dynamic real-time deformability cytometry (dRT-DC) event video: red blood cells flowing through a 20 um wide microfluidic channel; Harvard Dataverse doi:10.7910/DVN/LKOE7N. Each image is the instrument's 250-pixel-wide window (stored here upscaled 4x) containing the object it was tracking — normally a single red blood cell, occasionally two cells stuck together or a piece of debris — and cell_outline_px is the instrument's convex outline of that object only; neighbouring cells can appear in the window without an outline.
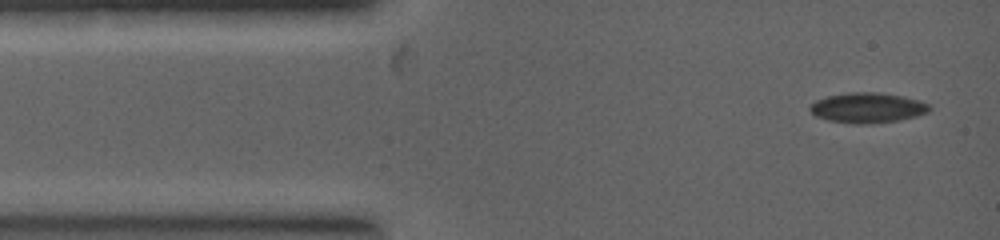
{"species": "common noctule bat (a hibernating species)", "species_latin": "Nyctalus noctula", "temperature_condition": "warm", "stored_images_in_passage": 5, "segment_of_instrument_passage": [2, 2], "camera_frame_rate_fps": 5000, "um_per_image_px": 0.085, "animal": {"sex": "female", "body_mass_g": 19.0, "forearm_length_mm": 53.3}, "frame": {"image": 1, "passage_image": 5, "time_ms": 2.6, "image_size_px": [1000, 240], "cell_outline_px": [[932, 108], [928, 112], [916, 116], [896, 120], [864, 124], [856, 124], [828, 120], [816, 116], [808, 108], [816, 100], [828, 96], [848, 92], [876, 92], [900, 96], [916, 100], [928, 104]], "centroid_in_image_um": [73.71, 9.16], "position_along_channel_um": 11.3, "area_um2": 20.63}}